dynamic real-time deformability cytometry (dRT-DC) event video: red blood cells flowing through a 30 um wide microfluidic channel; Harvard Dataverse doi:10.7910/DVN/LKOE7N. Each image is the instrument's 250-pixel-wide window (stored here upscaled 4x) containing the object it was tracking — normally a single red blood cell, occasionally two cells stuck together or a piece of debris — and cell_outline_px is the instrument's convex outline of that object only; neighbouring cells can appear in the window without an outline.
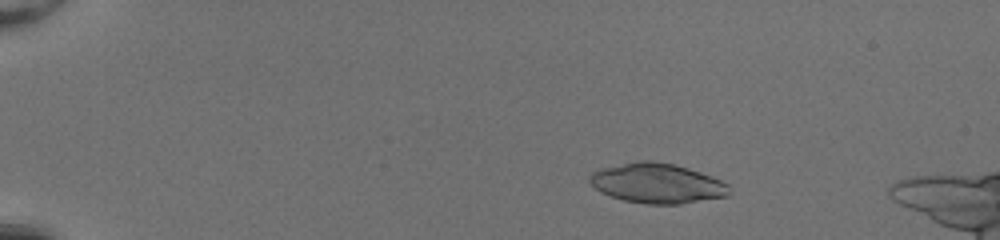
{"species": "common noctule bat (a hibernating species)", "species_latin": "Nyctalus noctula", "temperature_condition": "room temperature", "stored_images_in_passage": 51, "camera_frame_rate_fps": 3000, "um_per_image_px": 0.085, "animal": {"sex": "female", "body_mass_g": 20.0, "forearm_length_mm": 54.0}, "frame": {"image": 1, "passage_image": 10, "time_ms": 3.0, "image_size_px": [1000, 240], "cell_outline_px": [[732, 192], [728, 196], [680, 204], [648, 204], [624, 200], [600, 192], [588, 180], [588, 176], [592, 172], [600, 168], [636, 160], [652, 160], [672, 164], [688, 168], [712, 176], [728, 184]], "centroid_in_image_um": [55.86, 15.57], "position_along_channel_um": 29.1, "area_um2": 32.6}}
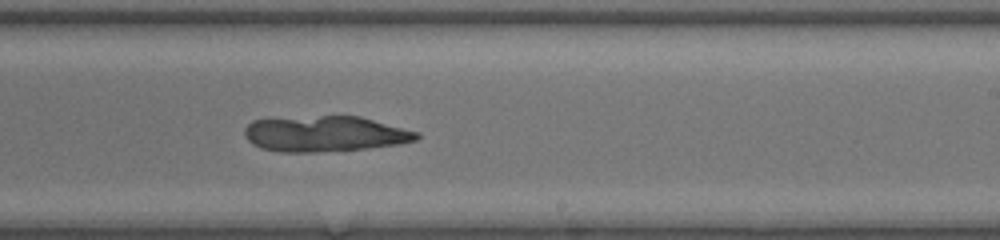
{"frame": {"image": 2, "passage_image": 34, "time_ms": 11.0, "image_size_px": [1000, 240], "cell_outline_px": [[420, 136], [416, 140], [400, 144], [368, 148], [316, 152], [280, 152], [260, 148], [252, 144], [248, 140], [244, 132], [244, 128], [252, 120], [320, 116], [360, 116], [420, 132]], "centroid_in_image_um": [27.64, 11.38], "position_along_channel_um": 261.4, "area_um2": 35.78}}
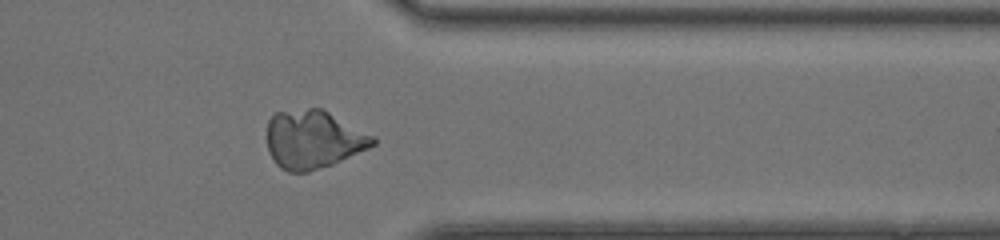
{"frame": {"image": 3, "passage_image": 43, "time_ms": 14.0, "image_size_px": [1000, 240], "cell_outline_px": [[376, 144], [368, 148], [332, 164], [308, 172], [288, 172], [280, 168], [276, 164], [268, 152], [268, 120], [276, 112], [308, 108], [324, 108], [372, 136], [376, 140]], "centroid_in_image_um": [26.6, 11.85], "position_along_channel_um": 384.8, "area_um2": 35.84}}